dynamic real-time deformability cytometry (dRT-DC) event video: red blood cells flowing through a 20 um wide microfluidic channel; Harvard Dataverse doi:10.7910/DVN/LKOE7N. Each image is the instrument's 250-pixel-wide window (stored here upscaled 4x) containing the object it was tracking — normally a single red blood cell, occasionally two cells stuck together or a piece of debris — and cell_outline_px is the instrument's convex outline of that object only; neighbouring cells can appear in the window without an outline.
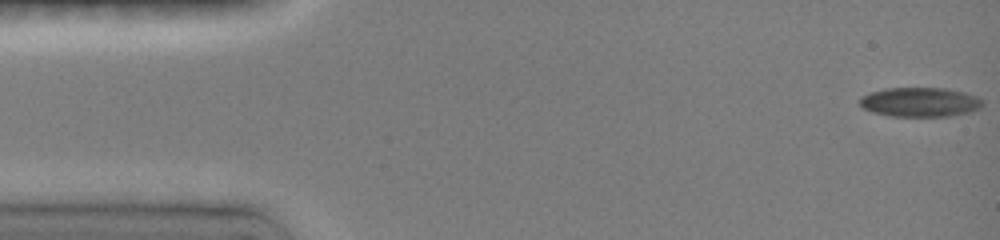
{"species": "common noctule bat (a hibernating species)", "species_latin": "Nyctalus noctula", "temperature_condition": "room temperature", "stored_images_in_passage": 68, "camera_frame_rate_fps": 3000, "um_per_image_px": 0.085, "animal": {"sex": "female", "body_mass_g": 19.0, "forearm_length_mm": 51.5}, "frame": {"image": 1, "passage_image": 1, "time_ms": 0.0, "image_size_px": [1000, 240], "cell_outline_px": [[984, 104], [980, 108], [972, 112], [948, 116], [888, 116], [872, 112], [864, 108], [860, 104], [860, 96], [884, 88], [944, 88], [964, 92], [976, 96], [984, 100]], "centroid_in_image_um": [78.23, 8.68], "position_along_channel_um": 6.8, "area_um2": 21.15}}
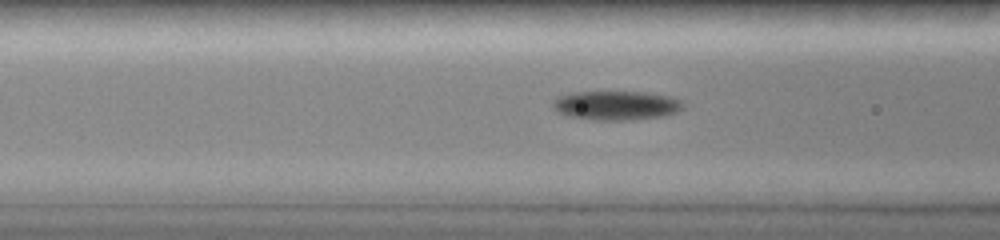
{"frame": {"image": 2, "passage_image": 23, "time_ms": 5.667, "image_size_px": [1000, 240], "cell_outline_px": [[684, 108], [676, 112], [664, 116], [632, 120], [588, 120], [564, 116], [556, 112], [552, 108], [552, 104], [560, 96], [576, 92], [644, 92], [668, 96], [680, 100], [684, 104]], "centroid_in_image_um": [52.35, 8.98], "position_along_channel_um": 114.2, "area_um2": 22.31}}
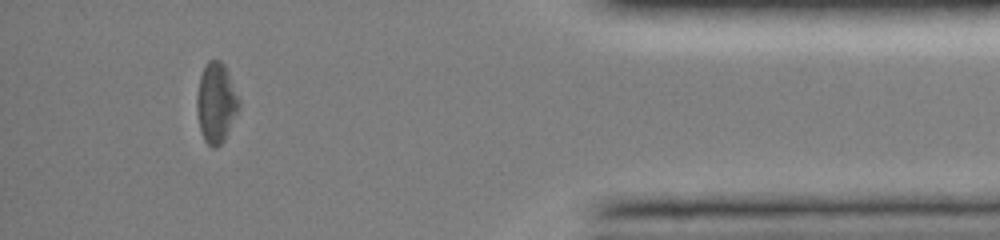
{"frame": {"image": 3, "passage_image": 61, "time_ms": 14.0, "image_size_px": [1000, 240], "cell_outline_px": [[240, 104], [224, 140], [216, 148], [212, 148], [204, 140], [200, 132], [196, 108], [196, 100], [200, 76], [208, 60], [220, 60], [224, 64], [228, 72], [240, 100]], "centroid_in_image_um": [18.35, 8.74], "position_along_channel_um": 416.8, "area_um2": 19.54}, "authors_computed_cell_mechanics": {"area_um2": 21.3282, "velocity_mm_per_s": 4.0368, "shape_relaxation_time_tau1_ms": 1.6427, "shape_relaxation_time_tau2_ms": null, "deformation_change_tau1": 0.1022, "deformation_change_tau2": null}}